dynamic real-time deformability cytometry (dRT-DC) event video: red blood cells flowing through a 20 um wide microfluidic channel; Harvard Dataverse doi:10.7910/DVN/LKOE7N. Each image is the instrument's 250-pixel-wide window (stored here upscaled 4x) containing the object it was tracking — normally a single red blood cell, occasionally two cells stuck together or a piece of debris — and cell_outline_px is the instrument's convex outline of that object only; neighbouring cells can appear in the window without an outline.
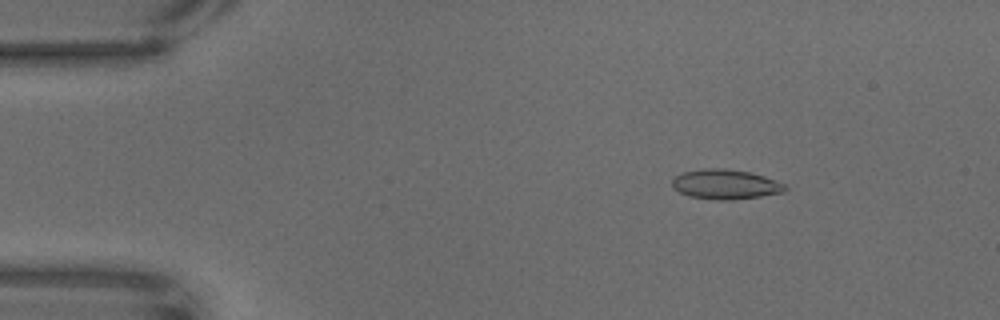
{"species": "common noctule bat (a hibernating species)", "species_latin": "Nyctalus noctula", "temperature_condition": "warm", "stored_images_in_passage": 66, "camera_frame_rate_fps": 3000, "um_per_image_px": 0.085, "animal": {"sex": "male", "body_mass_g": 18.8}, "frame": {"image": 1, "passage_image": 9, "time_ms": 2.667, "image_size_px": [1000, 320], "cell_outline_px": [[788, 188], [784, 192], [760, 196], [732, 200], [720, 200], [688, 196], [672, 188], [672, 180], [676, 176], [684, 172], [704, 168], [724, 168], [752, 172], [764, 176], [784, 184]], "centroid_in_image_um": [61.66, 15.66], "position_along_channel_um": 23.3, "area_um2": 19.59}}
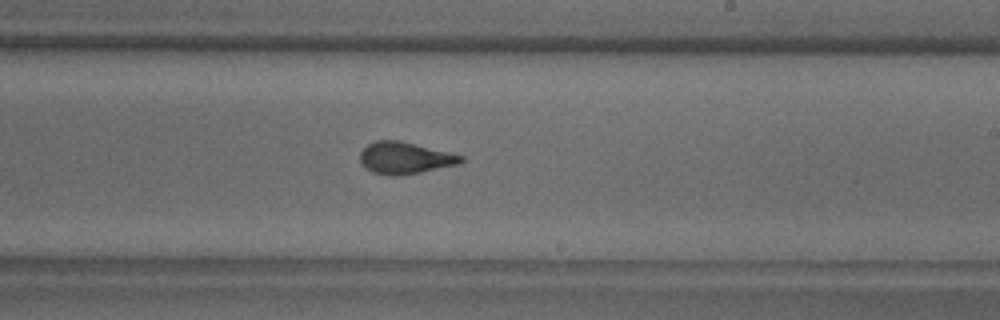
{"frame": {"image": 2, "passage_image": 39, "time_ms": 12.667, "image_size_px": [1000, 320], "cell_outline_px": [[464, 160], [460, 164], [400, 176], [388, 176], [372, 172], [360, 160], [360, 152], [368, 144], [376, 140], [400, 140], [464, 156]], "centroid_in_image_um": [34.43, 13.43], "position_along_channel_um": 254.6, "area_um2": 18.67}}
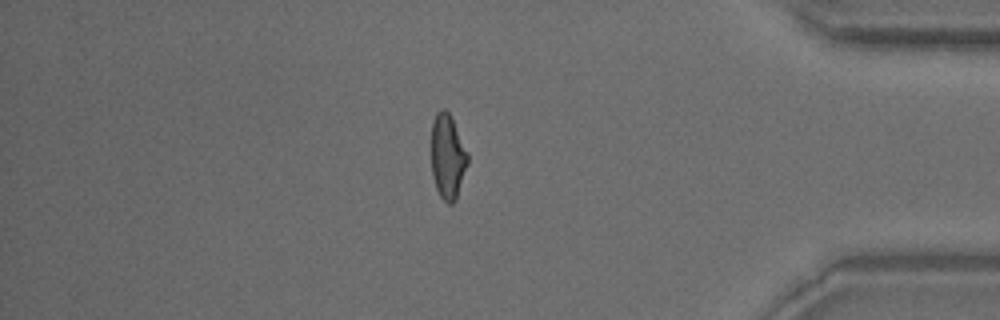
{"frame": {"image": 3, "passage_image": 56, "time_ms": 18.333, "image_size_px": [1000, 320], "cell_outline_px": [[468, 164], [456, 200], [452, 204], [448, 204], [440, 196], [436, 188], [432, 176], [432, 124], [436, 112], [440, 108], [444, 108], [452, 116], [468, 152]], "centroid_in_image_um": [38.06, 13.29], "position_along_channel_um": 397.1, "area_um2": 18.21}}